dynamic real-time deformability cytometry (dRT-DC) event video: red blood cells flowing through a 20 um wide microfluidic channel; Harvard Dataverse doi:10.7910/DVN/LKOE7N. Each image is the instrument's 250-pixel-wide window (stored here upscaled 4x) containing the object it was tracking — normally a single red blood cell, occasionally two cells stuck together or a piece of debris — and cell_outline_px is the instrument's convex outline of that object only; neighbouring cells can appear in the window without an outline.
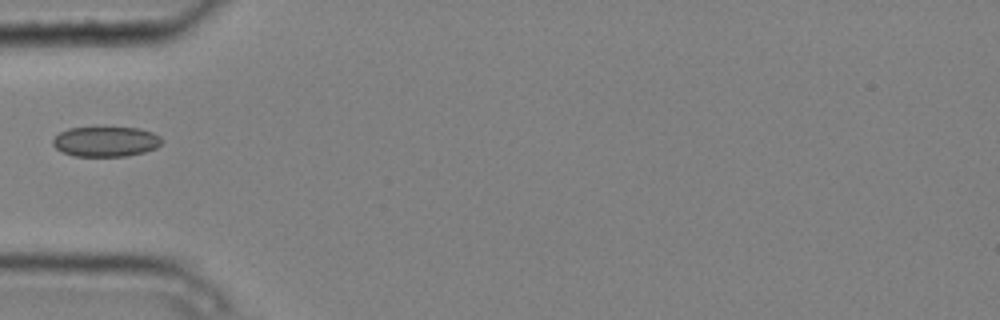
{"species": "common noctule bat (a hibernating species)", "species_latin": "Nyctalus noctula", "temperature_condition": "cold", "stored_images_in_passage": 4, "camera_frame_rate_fps": 3000, "um_per_image_px": 0.085, "animal": {"sex": "male", "body_mass_g": 20.4}, "frame": {"image": 1, "passage_image": 4, "time_ms": 1.0, "image_size_px": [1000, 320], "cell_outline_px": [[164, 140], [156, 148], [144, 152], [124, 156], [76, 156], [64, 152], [56, 148], [52, 144], [52, 140], [60, 132], [68, 128], [140, 128], [152, 132], [160, 136]], "centroid_in_image_um": [9.01, 12.03], "position_along_channel_um": 76.0, "area_um2": 18.96}}